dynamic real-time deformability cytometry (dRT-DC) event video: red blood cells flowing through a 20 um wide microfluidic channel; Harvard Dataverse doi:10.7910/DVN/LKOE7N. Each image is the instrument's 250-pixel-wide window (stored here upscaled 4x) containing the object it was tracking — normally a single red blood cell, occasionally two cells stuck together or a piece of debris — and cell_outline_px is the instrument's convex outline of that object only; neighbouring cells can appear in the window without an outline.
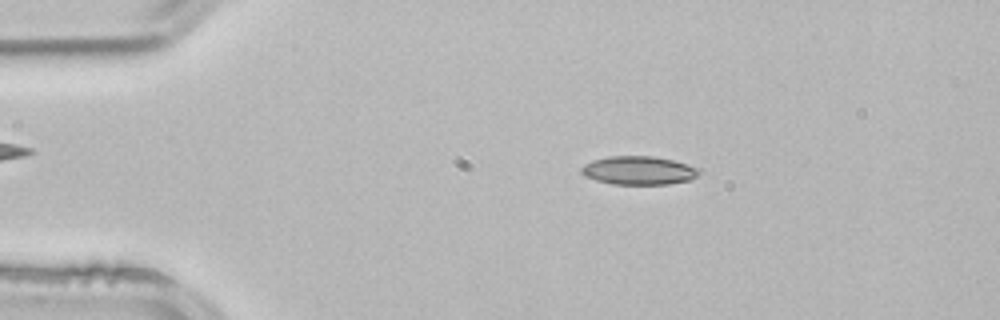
{"species": "common noctule bat (a hibernating species)", "species_latin": "Nyctalus noctula", "temperature_condition": "room temperature", "stored_images_in_passage": 38, "camera_frame_rate_fps": 3000, "um_per_image_px": 0.085, "animal": {"sex": "male", "body_mass_g": 21.5, "forearm_length_mm": 52.0}, "frame": {"image": 1, "passage_image": 9, "time_ms": 2.667, "image_size_px": [1000, 320], "cell_outline_px": [[704, 172], [688, 180], [668, 184], [612, 184], [596, 180], [584, 176], [580, 172], [580, 168], [584, 164], [592, 160], [608, 156], [652, 156], [672, 160], [688, 164], [700, 168]], "centroid_in_image_um": [54.29, 14.48], "position_along_channel_um": 30.7, "area_um2": 19.71}}
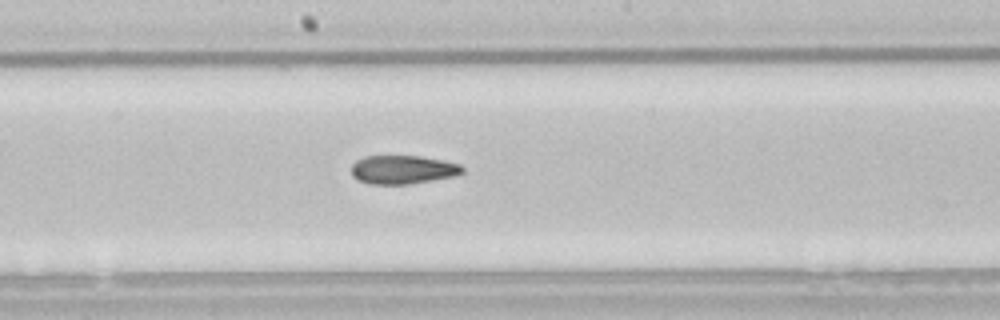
{"frame": {"image": 2, "passage_image": 27, "time_ms": 8.667, "image_size_px": [1000, 320], "cell_outline_px": [[464, 172], [452, 176], [432, 180], [408, 184], [368, 184], [356, 180], [352, 176], [352, 164], [356, 160], [364, 156], [420, 156], [460, 164], [464, 168]], "centroid_in_image_um": [34.19, 14.42], "position_along_channel_um": 214.0, "area_um2": 18.5}}